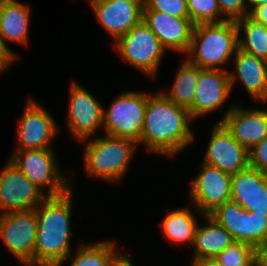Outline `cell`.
<instances>
[{
	"instance_id": "obj_18",
	"label": "cell",
	"mask_w": 267,
	"mask_h": 266,
	"mask_svg": "<svg viewBox=\"0 0 267 266\" xmlns=\"http://www.w3.org/2000/svg\"><path fill=\"white\" fill-rule=\"evenodd\" d=\"M142 20L166 50L183 55L188 52L194 27L189 18L176 17L160 11L143 10Z\"/></svg>"
},
{
	"instance_id": "obj_15",
	"label": "cell",
	"mask_w": 267,
	"mask_h": 266,
	"mask_svg": "<svg viewBox=\"0 0 267 266\" xmlns=\"http://www.w3.org/2000/svg\"><path fill=\"white\" fill-rule=\"evenodd\" d=\"M97 21L115 42L143 19V0H89Z\"/></svg>"
},
{
	"instance_id": "obj_7",
	"label": "cell",
	"mask_w": 267,
	"mask_h": 266,
	"mask_svg": "<svg viewBox=\"0 0 267 266\" xmlns=\"http://www.w3.org/2000/svg\"><path fill=\"white\" fill-rule=\"evenodd\" d=\"M148 92L125 91L103 108L105 134L139 142L144 125Z\"/></svg>"
},
{
	"instance_id": "obj_19",
	"label": "cell",
	"mask_w": 267,
	"mask_h": 266,
	"mask_svg": "<svg viewBox=\"0 0 267 266\" xmlns=\"http://www.w3.org/2000/svg\"><path fill=\"white\" fill-rule=\"evenodd\" d=\"M231 200L246 211L267 216V174L250 167L232 174Z\"/></svg>"
},
{
	"instance_id": "obj_16",
	"label": "cell",
	"mask_w": 267,
	"mask_h": 266,
	"mask_svg": "<svg viewBox=\"0 0 267 266\" xmlns=\"http://www.w3.org/2000/svg\"><path fill=\"white\" fill-rule=\"evenodd\" d=\"M227 131L248 151L267 137V109L230 105L221 120Z\"/></svg>"
},
{
	"instance_id": "obj_2",
	"label": "cell",
	"mask_w": 267,
	"mask_h": 266,
	"mask_svg": "<svg viewBox=\"0 0 267 266\" xmlns=\"http://www.w3.org/2000/svg\"><path fill=\"white\" fill-rule=\"evenodd\" d=\"M73 188L59 196H47L36 208L35 266H62L72 253L71 210Z\"/></svg>"
},
{
	"instance_id": "obj_20",
	"label": "cell",
	"mask_w": 267,
	"mask_h": 266,
	"mask_svg": "<svg viewBox=\"0 0 267 266\" xmlns=\"http://www.w3.org/2000/svg\"><path fill=\"white\" fill-rule=\"evenodd\" d=\"M234 71H228L231 89L240 80L251 98L257 103H267V61L237 49Z\"/></svg>"
},
{
	"instance_id": "obj_12",
	"label": "cell",
	"mask_w": 267,
	"mask_h": 266,
	"mask_svg": "<svg viewBox=\"0 0 267 266\" xmlns=\"http://www.w3.org/2000/svg\"><path fill=\"white\" fill-rule=\"evenodd\" d=\"M24 113L17 126V143L14 150L53 149L60 127L56 120L42 105L32 97L27 99Z\"/></svg>"
},
{
	"instance_id": "obj_21",
	"label": "cell",
	"mask_w": 267,
	"mask_h": 266,
	"mask_svg": "<svg viewBox=\"0 0 267 266\" xmlns=\"http://www.w3.org/2000/svg\"><path fill=\"white\" fill-rule=\"evenodd\" d=\"M30 6L19 0H0V37L6 41L26 45L29 42Z\"/></svg>"
},
{
	"instance_id": "obj_37",
	"label": "cell",
	"mask_w": 267,
	"mask_h": 266,
	"mask_svg": "<svg viewBox=\"0 0 267 266\" xmlns=\"http://www.w3.org/2000/svg\"><path fill=\"white\" fill-rule=\"evenodd\" d=\"M267 0H247V15L258 6L266 5ZM251 6V7H250Z\"/></svg>"
},
{
	"instance_id": "obj_22",
	"label": "cell",
	"mask_w": 267,
	"mask_h": 266,
	"mask_svg": "<svg viewBox=\"0 0 267 266\" xmlns=\"http://www.w3.org/2000/svg\"><path fill=\"white\" fill-rule=\"evenodd\" d=\"M203 225L195 231L192 259H214L234 241L232 235L210 215H203Z\"/></svg>"
},
{
	"instance_id": "obj_24",
	"label": "cell",
	"mask_w": 267,
	"mask_h": 266,
	"mask_svg": "<svg viewBox=\"0 0 267 266\" xmlns=\"http://www.w3.org/2000/svg\"><path fill=\"white\" fill-rule=\"evenodd\" d=\"M116 241L99 240L91 244H80L65 260L71 259L70 266H112L124 253L116 245ZM74 254V255H73ZM73 258V259H72Z\"/></svg>"
},
{
	"instance_id": "obj_8",
	"label": "cell",
	"mask_w": 267,
	"mask_h": 266,
	"mask_svg": "<svg viewBox=\"0 0 267 266\" xmlns=\"http://www.w3.org/2000/svg\"><path fill=\"white\" fill-rule=\"evenodd\" d=\"M37 228L35 209L0 215V238L6 249L24 266H35Z\"/></svg>"
},
{
	"instance_id": "obj_14",
	"label": "cell",
	"mask_w": 267,
	"mask_h": 266,
	"mask_svg": "<svg viewBox=\"0 0 267 266\" xmlns=\"http://www.w3.org/2000/svg\"><path fill=\"white\" fill-rule=\"evenodd\" d=\"M203 161L229 174L249 167V151L221 123H214Z\"/></svg>"
},
{
	"instance_id": "obj_1",
	"label": "cell",
	"mask_w": 267,
	"mask_h": 266,
	"mask_svg": "<svg viewBox=\"0 0 267 266\" xmlns=\"http://www.w3.org/2000/svg\"><path fill=\"white\" fill-rule=\"evenodd\" d=\"M191 121L193 119L186 107L176 105L161 91L148 93L138 147L145 144L147 151L174 157L195 140L194 131L190 129Z\"/></svg>"
},
{
	"instance_id": "obj_17",
	"label": "cell",
	"mask_w": 267,
	"mask_h": 266,
	"mask_svg": "<svg viewBox=\"0 0 267 266\" xmlns=\"http://www.w3.org/2000/svg\"><path fill=\"white\" fill-rule=\"evenodd\" d=\"M229 70L201 69L193 104L188 108L193 120L216 112L228 100L232 89Z\"/></svg>"
},
{
	"instance_id": "obj_6",
	"label": "cell",
	"mask_w": 267,
	"mask_h": 266,
	"mask_svg": "<svg viewBox=\"0 0 267 266\" xmlns=\"http://www.w3.org/2000/svg\"><path fill=\"white\" fill-rule=\"evenodd\" d=\"M113 47L136 70L156 79L166 49L143 20L119 37Z\"/></svg>"
},
{
	"instance_id": "obj_29",
	"label": "cell",
	"mask_w": 267,
	"mask_h": 266,
	"mask_svg": "<svg viewBox=\"0 0 267 266\" xmlns=\"http://www.w3.org/2000/svg\"><path fill=\"white\" fill-rule=\"evenodd\" d=\"M143 10L160 11L176 17L189 18L186 0H143Z\"/></svg>"
},
{
	"instance_id": "obj_27",
	"label": "cell",
	"mask_w": 267,
	"mask_h": 266,
	"mask_svg": "<svg viewBox=\"0 0 267 266\" xmlns=\"http://www.w3.org/2000/svg\"><path fill=\"white\" fill-rule=\"evenodd\" d=\"M255 248L235 241L219 253L214 260L219 266H254Z\"/></svg>"
},
{
	"instance_id": "obj_31",
	"label": "cell",
	"mask_w": 267,
	"mask_h": 266,
	"mask_svg": "<svg viewBox=\"0 0 267 266\" xmlns=\"http://www.w3.org/2000/svg\"><path fill=\"white\" fill-rule=\"evenodd\" d=\"M249 167L267 174V137L249 150Z\"/></svg>"
},
{
	"instance_id": "obj_35",
	"label": "cell",
	"mask_w": 267,
	"mask_h": 266,
	"mask_svg": "<svg viewBox=\"0 0 267 266\" xmlns=\"http://www.w3.org/2000/svg\"><path fill=\"white\" fill-rule=\"evenodd\" d=\"M190 266H219L214 259H192Z\"/></svg>"
},
{
	"instance_id": "obj_36",
	"label": "cell",
	"mask_w": 267,
	"mask_h": 266,
	"mask_svg": "<svg viewBox=\"0 0 267 266\" xmlns=\"http://www.w3.org/2000/svg\"><path fill=\"white\" fill-rule=\"evenodd\" d=\"M128 257L127 254L123 253L113 264L112 266H134V264Z\"/></svg>"
},
{
	"instance_id": "obj_3",
	"label": "cell",
	"mask_w": 267,
	"mask_h": 266,
	"mask_svg": "<svg viewBox=\"0 0 267 266\" xmlns=\"http://www.w3.org/2000/svg\"><path fill=\"white\" fill-rule=\"evenodd\" d=\"M237 49L238 30L234 20L200 23L193 27L190 48L184 58L200 69L228 70L224 66L230 64Z\"/></svg>"
},
{
	"instance_id": "obj_23",
	"label": "cell",
	"mask_w": 267,
	"mask_h": 266,
	"mask_svg": "<svg viewBox=\"0 0 267 266\" xmlns=\"http://www.w3.org/2000/svg\"><path fill=\"white\" fill-rule=\"evenodd\" d=\"M159 224L164 234L163 237L170 241L169 243L172 242L177 246L191 244V247L193 245L198 221L189 208H177L173 209V211H168V214L164 216Z\"/></svg>"
},
{
	"instance_id": "obj_34",
	"label": "cell",
	"mask_w": 267,
	"mask_h": 266,
	"mask_svg": "<svg viewBox=\"0 0 267 266\" xmlns=\"http://www.w3.org/2000/svg\"><path fill=\"white\" fill-rule=\"evenodd\" d=\"M248 16L254 21L261 23L267 27V4L258 6L253 9Z\"/></svg>"
},
{
	"instance_id": "obj_26",
	"label": "cell",
	"mask_w": 267,
	"mask_h": 266,
	"mask_svg": "<svg viewBox=\"0 0 267 266\" xmlns=\"http://www.w3.org/2000/svg\"><path fill=\"white\" fill-rule=\"evenodd\" d=\"M235 23L238 30V48L267 61V27L248 15L237 19Z\"/></svg>"
},
{
	"instance_id": "obj_11",
	"label": "cell",
	"mask_w": 267,
	"mask_h": 266,
	"mask_svg": "<svg viewBox=\"0 0 267 266\" xmlns=\"http://www.w3.org/2000/svg\"><path fill=\"white\" fill-rule=\"evenodd\" d=\"M233 237L256 248L267 241V216L244 210L233 200L226 201L209 214Z\"/></svg>"
},
{
	"instance_id": "obj_33",
	"label": "cell",
	"mask_w": 267,
	"mask_h": 266,
	"mask_svg": "<svg viewBox=\"0 0 267 266\" xmlns=\"http://www.w3.org/2000/svg\"><path fill=\"white\" fill-rule=\"evenodd\" d=\"M254 266H267V241L255 248Z\"/></svg>"
},
{
	"instance_id": "obj_9",
	"label": "cell",
	"mask_w": 267,
	"mask_h": 266,
	"mask_svg": "<svg viewBox=\"0 0 267 266\" xmlns=\"http://www.w3.org/2000/svg\"><path fill=\"white\" fill-rule=\"evenodd\" d=\"M67 130L73 139L83 141L94 138L103 130V106L96 97L82 85L72 80L69 87Z\"/></svg>"
},
{
	"instance_id": "obj_32",
	"label": "cell",
	"mask_w": 267,
	"mask_h": 266,
	"mask_svg": "<svg viewBox=\"0 0 267 266\" xmlns=\"http://www.w3.org/2000/svg\"><path fill=\"white\" fill-rule=\"evenodd\" d=\"M19 60V56L8 48L0 37V74L6 72L13 62Z\"/></svg>"
},
{
	"instance_id": "obj_28",
	"label": "cell",
	"mask_w": 267,
	"mask_h": 266,
	"mask_svg": "<svg viewBox=\"0 0 267 266\" xmlns=\"http://www.w3.org/2000/svg\"><path fill=\"white\" fill-rule=\"evenodd\" d=\"M186 1L189 19L194 25L200 23H220L226 21L223 16H220L221 14L217 0Z\"/></svg>"
},
{
	"instance_id": "obj_10",
	"label": "cell",
	"mask_w": 267,
	"mask_h": 266,
	"mask_svg": "<svg viewBox=\"0 0 267 266\" xmlns=\"http://www.w3.org/2000/svg\"><path fill=\"white\" fill-rule=\"evenodd\" d=\"M200 173L190 182L189 198L198 216L209 215L231 200L232 175L201 162Z\"/></svg>"
},
{
	"instance_id": "obj_25",
	"label": "cell",
	"mask_w": 267,
	"mask_h": 266,
	"mask_svg": "<svg viewBox=\"0 0 267 266\" xmlns=\"http://www.w3.org/2000/svg\"><path fill=\"white\" fill-rule=\"evenodd\" d=\"M200 70L199 67L191 64L185 58L178 67L170 90H162L161 92L176 105L188 109L193 104Z\"/></svg>"
},
{
	"instance_id": "obj_5",
	"label": "cell",
	"mask_w": 267,
	"mask_h": 266,
	"mask_svg": "<svg viewBox=\"0 0 267 266\" xmlns=\"http://www.w3.org/2000/svg\"><path fill=\"white\" fill-rule=\"evenodd\" d=\"M56 158L53 149H34L13 150L8 159L40 190L47 189V196H59L74 184L63 174Z\"/></svg>"
},
{
	"instance_id": "obj_4",
	"label": "cell",
	"mask_w": 267,
	"mask_h": 266,
	"mask_svg": "<svg viewBox=\"0 0 267 266\" xmlns=\"http://www.w3.org/2000/svg\"><path fill=\"white\" fill-rule=\"evenodd\" d=\"M84 147V167L89 177L120 183L127 174L138 144L127 138L105 134L80 141ZM122 179V180H121Z\"/></svg>"
},
{
	"instance_id": "obj_30",
	"label": "cell",
	"mask_w": 267,
	"mask_h": 266,
	"mask_svg": "<svg viewBox=\"0 0 267 266\" xmlns=\"http://www.w3.org/2000/svg\"><path fill=\"white\" fill-rule=\"evenodd\" d=\"M220 14L226 20H234L247 16V0H217Z\"/></svg>"
},
{
	"instance_id": "obj_13",
	"label": "cell",
	"mask_w": 267,
	"mask_h": 266,
	"mask_svg": "<svg viewBox=\"0 0 267 266\" xmlns=\"http://www.w3.org/2000/svg\"><path fill=\"white\" fill-rule=\"evenodd\" d=\"M46 197L10 160L0 170V214L35 209Z\"/></svg>"
}]
</instances>
